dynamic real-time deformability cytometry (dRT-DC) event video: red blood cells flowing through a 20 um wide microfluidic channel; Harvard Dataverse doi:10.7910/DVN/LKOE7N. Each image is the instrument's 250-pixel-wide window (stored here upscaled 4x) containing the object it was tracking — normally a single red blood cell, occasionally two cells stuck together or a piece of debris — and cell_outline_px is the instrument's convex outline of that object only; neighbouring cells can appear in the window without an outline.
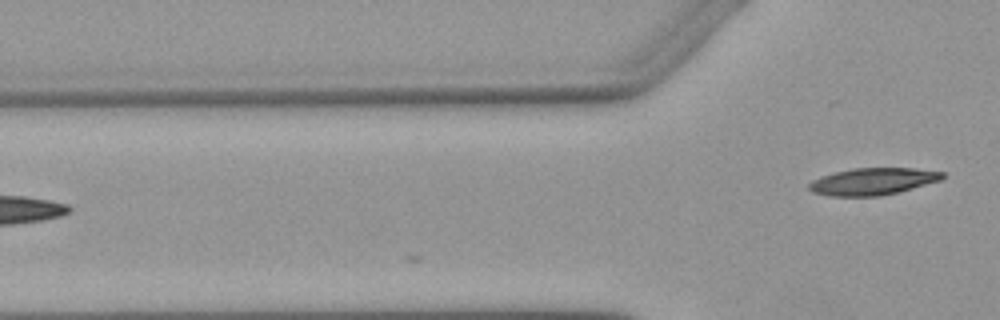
{"species": "Egyptian fruit bat (a non-hibernating species)", "species_latin": "Rousettus aegyptiacus", "temperature_condition": "warm", "stored_images_in_passage": 4, "camera_frame_rate_fps": 3000, "um_per_image_px": 0.085, "animal": {"sex": "female"}, "frame": {"image": 1, "passage_image": 4, "time_ms": 3.667, "image_size_px": [1000, 320], "cell_outline_px": [[944, 176], [940, 180], [900, 192], [880, 196], [828, 196], [812, 192], [808, 188], [808, 184], [812, 180], [836, 172], [852, 168], [916, 168], [944, 172]], "centroid_in_image_um": [74.19, 15.43], "position_along_channel_um": 51.6, "area_um2": 20.98}}